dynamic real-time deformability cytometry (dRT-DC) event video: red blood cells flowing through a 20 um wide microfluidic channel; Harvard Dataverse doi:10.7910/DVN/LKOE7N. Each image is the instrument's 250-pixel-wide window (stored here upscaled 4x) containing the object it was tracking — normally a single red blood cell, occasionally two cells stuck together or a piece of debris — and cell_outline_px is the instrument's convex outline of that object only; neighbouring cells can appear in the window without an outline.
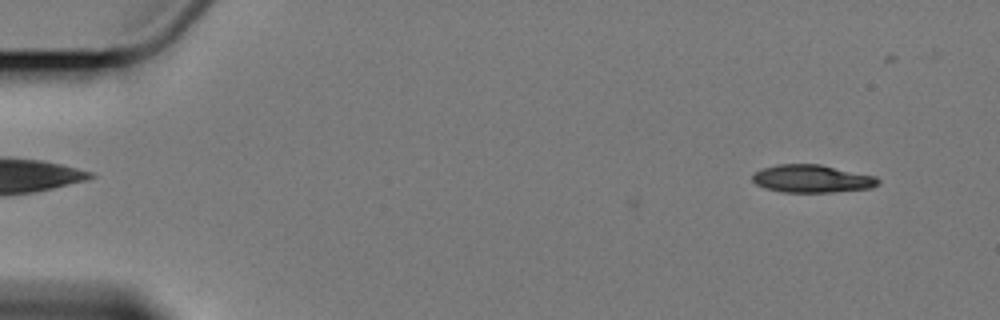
{"species": "Egyptian fruit bat (a non-hibernating species)", "species_latin": "Rousettus aegyptiacus", "temperature_condition": "cold", "stored_images_in_passage": 5, "camera_frame_rate_fps": 3000, "um_per_image_px": 0.085, "animal": {"sex": "female"}, "frame": {"image": 1, "passage_image": 1, "time_ms": 0.0, "image_size_px": [1000, 320], "cell_outline_px": [[880, 184], [872, 188], [832, 192], [784, 192], [764, 188], [756, 184], [752, 180], [752, 172], [760, 168], [776, 164], [820, 164], [876, 176], [880, 180]], "centroid_in_image_um": [69.0, 15.18], "position_along_channel_um": 16.0, "area_um2": 20.63}}
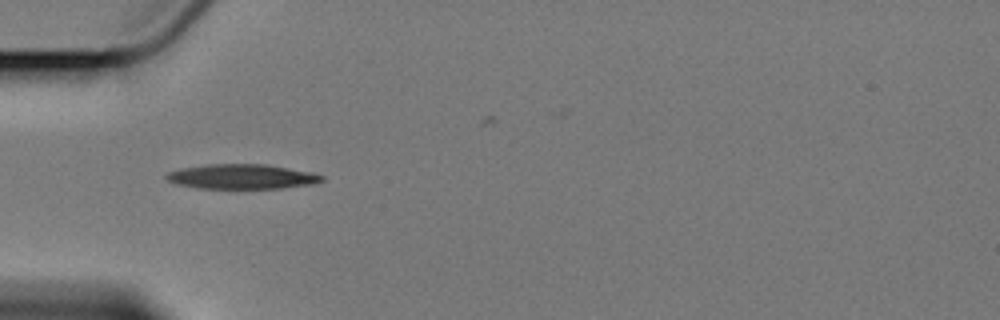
{"frame": {"image": 2, "passage_image": 4, "time_ms": 4.667, "image_size_px": [1000, 320], "cell_outline_px": [[324, 180], [312, 184], [280, 188], [196, 188], [176, 184], [168, 180], [164, 176], [168, 172], [180, 168], [208, 164], [264, 164], [312, 172], [324, 176]], "centroid_in_image_um": [20.53, 15.01], "position_along_channel_um": 64.5, "area_um2": 22.37}}
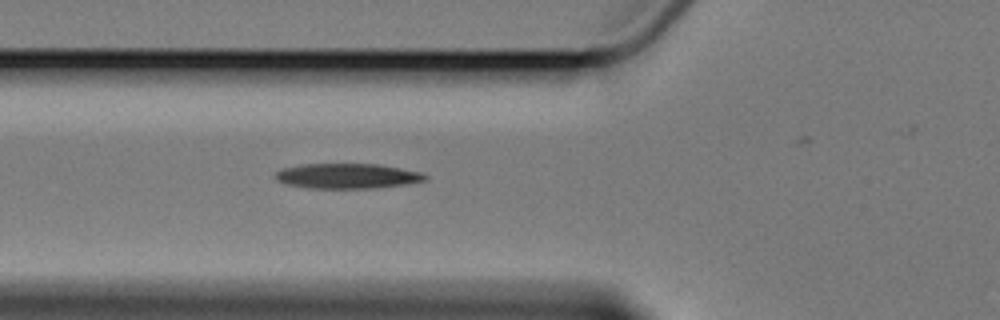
{"frame": {"image": 3, "passage_image": 5, "time_ms": 5.667, "image_size_px": [1000, 320], "cell_outline_px": [[428, 176], [424, 180], [408, 184], [376, 188], [308, 188], [288, 184], [276, 180], [272, 176], [276, 172], [284, 168], [304, 164], [376, 164], [420, 172]], "centroid_in_image_um": [29.49, 14.96], "position_along_channel_um": 96.3, "area_um2": 21.73}}